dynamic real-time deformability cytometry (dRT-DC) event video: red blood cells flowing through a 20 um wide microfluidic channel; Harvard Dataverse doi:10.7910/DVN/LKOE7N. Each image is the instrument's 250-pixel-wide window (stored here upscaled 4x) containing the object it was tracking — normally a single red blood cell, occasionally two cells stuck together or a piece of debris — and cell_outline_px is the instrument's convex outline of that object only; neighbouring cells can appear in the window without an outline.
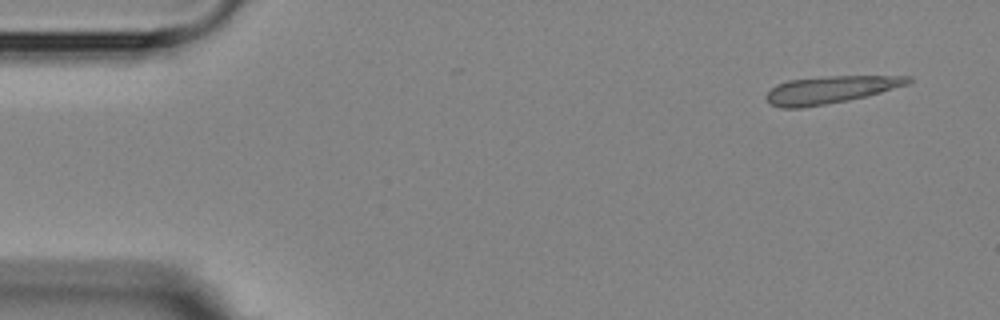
{"species": "Egyptian fruit bat (a non-hibernating species)", "species_latin": "Rousettus aegyptiacus", "temperature_condition": "room temperature", "stored_images_in_passage": 6, "camera_frame_rate_fps": 3000, "um_per_image_px": 0.085, "animal": {"sex": "female"}, "frame": {"image": 1, "passage_image": 1, "time_ms": 0.0, "image_size_px": [1000, 320], "cell_outline_px": [[912, 80], [908, 84], [880, 92], [848, 100], [800, 108], [780, 108], [768, 104], [764, 96], [776, 84], [788, 80], [828, 76], [912, 76]], "centroid_in_image_um": [70.51, 7.63], "position_along_channel_um": 14.5, "area_um2": 22.54}}
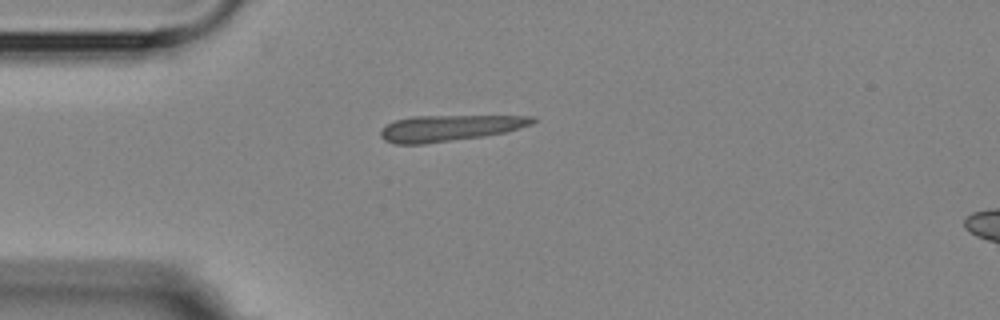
{"frame": {"image": 2, "passage_image": 4, "time_ms": 3.333, "image_size_px": [1000, 320], "cell_outline_px": [[536, 120], [532, 124], [508, 132], [484, 136], [424, 144], [396, 144], [384, 140], [380, 136], [380, 132], [388, 124], [396, 120], [412, 116], [536, 116]], "centroid_in_image_um": [38.24, 10.88], "position_along_channel_um": 46.8, "area_um2": 23.06}}
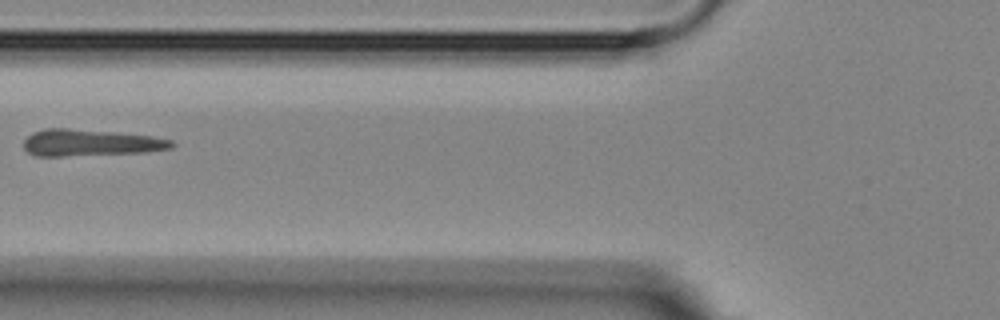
{"frame": {"image": 3, "passage_image": 6, "time_ms": 5.667, "image_size_px": [1000, 320], "cell_outline_px": [[176, 144], [172, 148], [144, 152], [64, 156], [36, 156], [28, 152], [24, 148], [24, 140], [32, 132], [44, 128], [68, 128], [112, 132], [152, 136], [172, 140]], "centroid_in_image_um": [7.66, 12.13], "position_along_channel_um": 118.1, "area_um2": 22.95}}